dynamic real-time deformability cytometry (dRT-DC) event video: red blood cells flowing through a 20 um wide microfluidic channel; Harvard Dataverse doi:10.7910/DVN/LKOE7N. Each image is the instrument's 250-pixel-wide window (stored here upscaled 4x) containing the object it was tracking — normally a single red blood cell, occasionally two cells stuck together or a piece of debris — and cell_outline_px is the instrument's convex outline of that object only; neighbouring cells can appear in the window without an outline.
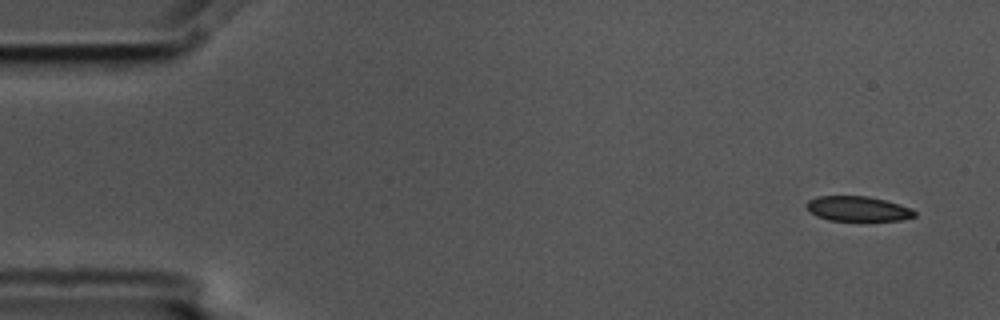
{"species": "common noctule bat (a hibernating species)", "species_latin": "Nyctalus noctula", "temperature_condition": "cold", "stored_images_in_passage": 4, "camera_frame_rate_fps": 3000, "um_per_image_px": 0.085, "animal": {"sex": "male", "body_mass_g": 17.5, "forearm_length_mm": 52.3}, "frame": {"image": 1, "passage_image": 1, "time_ms": 0.0, "image_size_px": [1000, 320], "cell_outline_px": [[916, 216], [900, 220], [828, 220], [816, 216], [808, 212], [804, 204], [808, 200], [816, 196], [868, 196], [900, 204], [912, 208], [916, 212]], "centroid_in_image_um": [72.87, 17.73], "position_along_channel_um": 12.1, "area_um2": 15.84}}
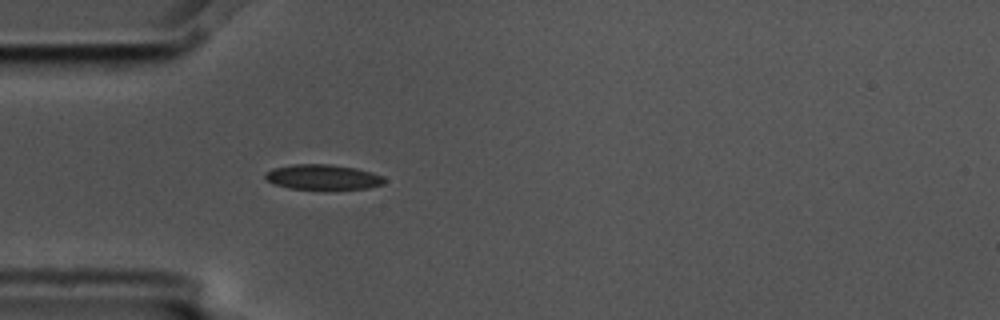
{"frame": {"image": 2, "passage_image": 4, "time_ms": 1.0, "image_size_px": [1000, 320], "cell_outline_px": [[384, 184], [368, 188], [288, 188], [276, 184], [268, 180], [264, 176], [272, 168], [292, 164], [328, 164], [356, 168], [372, 172], [384, 176]], "centroid_in_image_um": [27.46, 15.03], "position_along_channel_um": 57.5, "area_um2": 17.05}}